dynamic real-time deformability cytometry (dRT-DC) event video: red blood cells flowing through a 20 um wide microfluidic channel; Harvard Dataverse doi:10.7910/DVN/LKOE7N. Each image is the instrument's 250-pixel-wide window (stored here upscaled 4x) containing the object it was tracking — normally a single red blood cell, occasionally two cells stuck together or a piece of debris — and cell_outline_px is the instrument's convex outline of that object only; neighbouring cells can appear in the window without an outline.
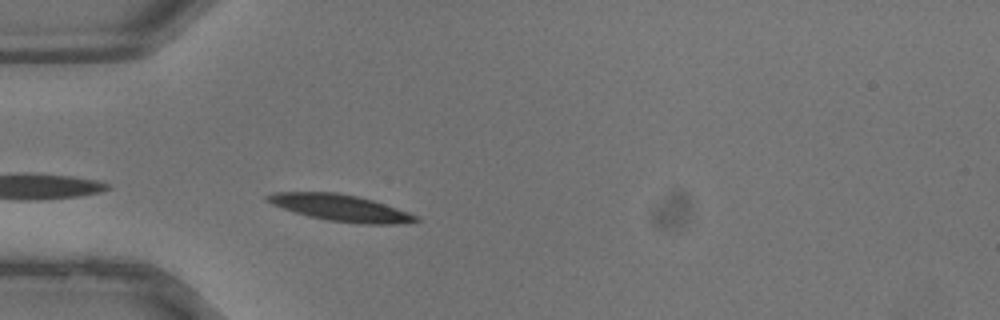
{"species": "common noctule bat (a hibernating species)", "species_latin": "Nyctalus noctula", "temperature_condition": "warm", "stored_images_in_passage": 4, "camera_frame_rate_fps": 3000, "um_per_image_px": 0.085, "animal": {"sex": "male", "body_mass_g": 13.3}, "frame": {"image": 1, "passage_image": 1, "time_ms": 0.0, "image_size_px": [1000, 320], "cell_outline_px": [[420, 220], [396, 224], [364, 224], [328, 220], [308, 216], [272, 204], [264, 196], [272, 192], [336, 192], [356, 196], [372, 200], [408, 212], [416, 216]], "centroid_in_image_um": [28.92, 17.66], "position_along_channel_um": 56.1, "area_um2": 22.54}}